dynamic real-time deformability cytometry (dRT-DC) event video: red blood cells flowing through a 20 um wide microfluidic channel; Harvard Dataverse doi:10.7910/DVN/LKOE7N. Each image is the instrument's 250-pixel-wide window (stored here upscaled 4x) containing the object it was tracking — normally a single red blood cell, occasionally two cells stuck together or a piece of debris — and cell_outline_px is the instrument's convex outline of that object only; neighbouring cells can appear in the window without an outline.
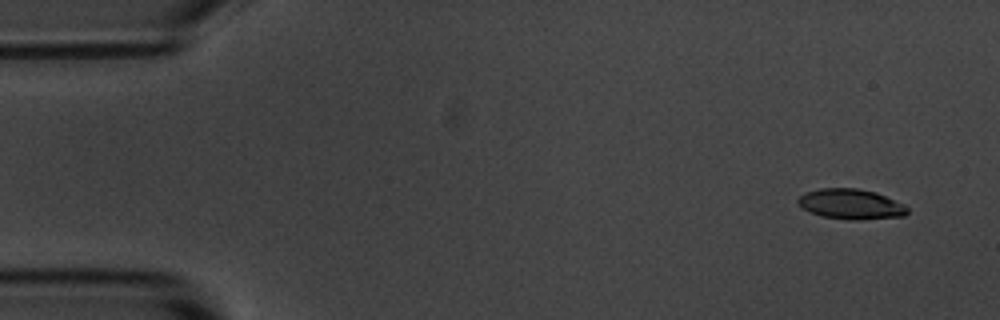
{"species": "common noctule bat (a hibernating species)", "species_latin": "Nyctalus noctula", "temperature_condition": "room temperature", "stored_images_in_passage": 4, "camera_frame_rate_fps": 3000, "um_per_image_px": 0.085, "animal": {"sex": "male", "body_mass_g": 20.1, "forearm_length_mm": 53.5}, "frame": {"image": 1, "passage_image": 1, "time_ms": 0.0, "image_size_px": [1000, 320], "cell_outline_px": [[908, 212], [904, 216], [860, 220], [848, 220], [820, 216], [808, 212], [796, 200], [804, 192], [820, 188], [856, 188], [876, 192], [904, 204], [908, 208]], "centroid_in_image_um": [72.32, 17.35], "position_along_channel_um": 12.7, "area_um2": 19.42}}
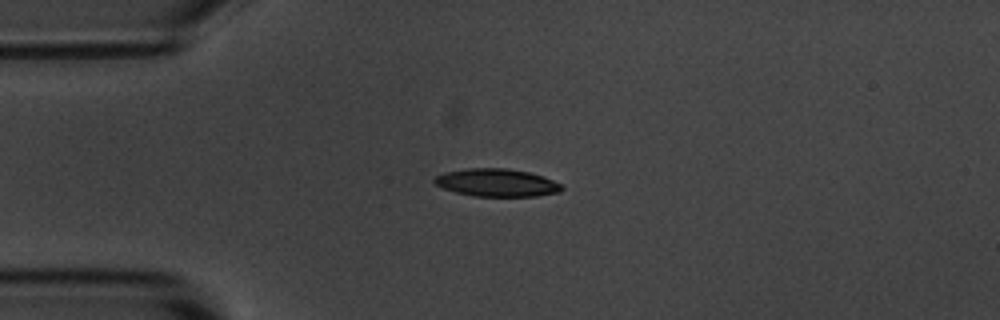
{"frame": {"image": 2, "passage_image": 4, "time_ms": 3.333, "image_size_px": [1000, 320], "cell_outline_px": [[564, 188], [560, 192], [536, 196], [472, 196], [456, 192], [444, 188], [436, 184], [432, 180], [436, 176], [444, 172], [468, 168], [508, 168], [528, 172], [544, 176], [560, 184]], "centroid_in_image_um": [42.23, 15.52], "position_along_channel_um": 42.8, "area_um2": 20.58}}